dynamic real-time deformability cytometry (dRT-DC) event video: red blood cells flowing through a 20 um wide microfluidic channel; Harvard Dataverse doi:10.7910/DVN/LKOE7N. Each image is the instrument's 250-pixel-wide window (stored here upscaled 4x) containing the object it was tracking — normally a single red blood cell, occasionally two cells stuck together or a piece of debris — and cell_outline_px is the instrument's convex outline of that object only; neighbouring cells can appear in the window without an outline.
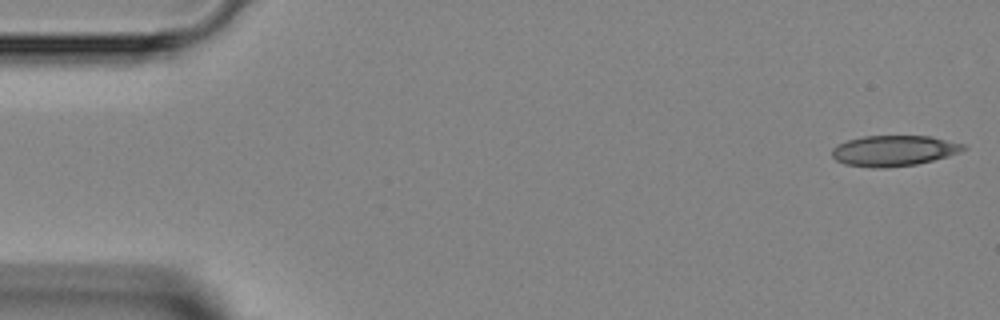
{"species": "Egyptian fruit bat (a non-hibernating species)", "species_latin": "Rousettus aegyptiacus", "temperature_condition": "room temperature", "stored_images_in_passage": 9, "camera_frame_rate_fps": 3000, "um_per_image_px": 0.085, "animal": {"sex": "female"}, "frame": {"image": 1, "passage_image": 1, "time_ms": 0.0, "image_size_px": [1000, 320], "cell_outline_px": [[968, 148], [960, 152], [948, 156], [916, 164], [888, 168], [872, 168], [844, 164], [836, 160], [832, 156], [832, 148], [836, 144], [848, 140], [864, 136], [928, 136], [964, 144]], "centroid_in_image_um": [75.95, 12.82], "position_along_channel_um": 9.1, "area_um2": 23.52}}